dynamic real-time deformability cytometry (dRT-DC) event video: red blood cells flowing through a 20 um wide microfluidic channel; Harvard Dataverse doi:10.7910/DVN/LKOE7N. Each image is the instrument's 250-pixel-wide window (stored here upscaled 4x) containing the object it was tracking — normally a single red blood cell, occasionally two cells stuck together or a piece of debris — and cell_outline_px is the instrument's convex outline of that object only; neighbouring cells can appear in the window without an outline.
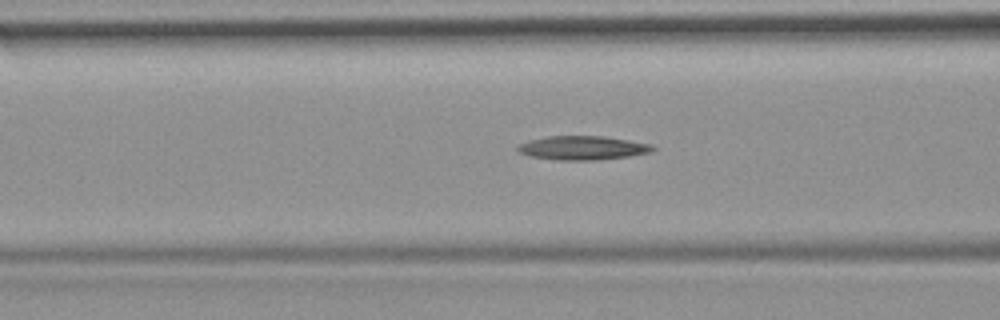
{"species": "common noctule bat (a hibernating species)", "species_latin": "Nyctalus noctula", "temperature_condition": "room temperature", "stored_images_in_passage": 38, "camera_frame_rate_fps": 3000, "um_per_image_px": 0.085, "animal": {"sex": "female", "body_mass_g": 19.9}, "frame": {"image": 1, "passage_image": 17, "time_ms": 5.333, "image_size_px": [1000, 320], "cell_outline_px": [[656, 148], [652, 152], [628, 156], [596, 160], [556, 160], [532, 156], [520, 152], [516, 148], [520, 144], [528, 140], [548, 136], [604, 136], [652, 144]], "centroid_in_image_um": [49.55, 12.56], "position_along_channel_um": 117.1, "area_um2": 18.73}}